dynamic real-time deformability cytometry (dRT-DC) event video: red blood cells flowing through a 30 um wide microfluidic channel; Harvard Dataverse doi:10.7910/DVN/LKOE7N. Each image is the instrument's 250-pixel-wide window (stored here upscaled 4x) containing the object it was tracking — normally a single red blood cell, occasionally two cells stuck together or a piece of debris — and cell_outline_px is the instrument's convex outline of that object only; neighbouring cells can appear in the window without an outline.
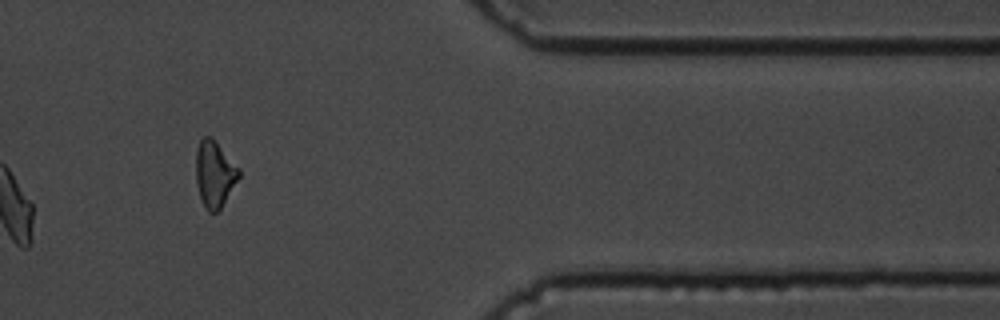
{"species": "common noctule bat (a hibernating species)", "species_latin": "Nyctalus noctula", "temperature_condition": "cold", "stored_images_in_passage": 16, "camera_frame_rate_fps": 3000, "um_per_image_px": 0.085, "animal": {"sex": "male", "body_mass_g": 19.5, "forearm_length_mm": 54.6}, "frame": {"image": 1, "passage_image": 14, "time_ms": 4.333, "image_size_px": [1000, 320], "cell_outline_px": [[240, 176], [220, 208], [216, 212], [208, 212], [204, 208], [200, 200], [196, 184], [196, 152], [200, 140], [204, 136], [212, 136], [240, 168]], "centroid_in_image_um": [18.22, 14.78], "position_along_channel_um": 393.2, "area_um2": 16.76}}